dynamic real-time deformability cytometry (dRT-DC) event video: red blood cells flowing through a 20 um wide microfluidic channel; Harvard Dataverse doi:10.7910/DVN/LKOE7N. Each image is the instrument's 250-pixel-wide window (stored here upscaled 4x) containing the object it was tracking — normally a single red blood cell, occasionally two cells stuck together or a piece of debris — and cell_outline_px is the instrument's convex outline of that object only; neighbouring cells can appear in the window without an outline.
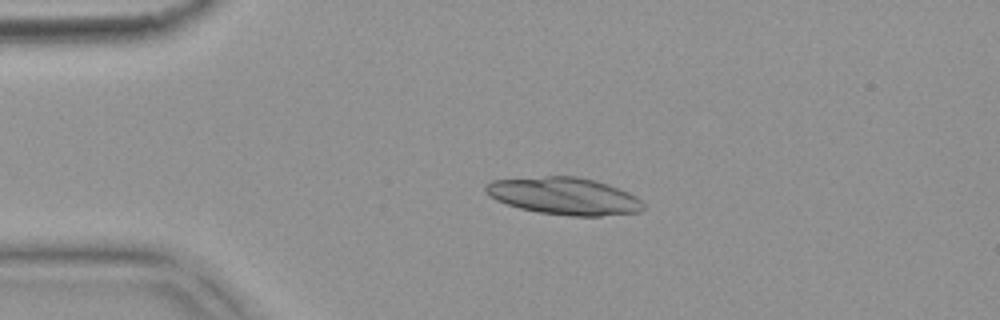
{"species": "common noctule bat (a hibernating species)", "species_latin": "Nyctalus noctula", "temperature_condition": "warm", "stored_images_in_passage": 4, "camera_frame_rate_fps": 3000, "um_per_image_px": 0.085, "animal": {"sex": "female", "body_mass_g": 18.4}, "frame": {"image": 1, "passage_image": 3, "time_ms": 0.667, "image_size_px": [1000, 320], "cell_outline_px": [[644, 208], [640, 212], [600, 216], [572, 216], [536, 212], [520, 208], [496, 200], [488, 196], [484, 188], [484, 184], [492, 180], [544, 176], [576, 176], [596, 180], [608, 184], [628, 192], [636, 196], [644, 204]], "centroid_in_image_um": [47.94, 16.66], "position_along_channel_um": 37.1, "area_um2": 34.39}}